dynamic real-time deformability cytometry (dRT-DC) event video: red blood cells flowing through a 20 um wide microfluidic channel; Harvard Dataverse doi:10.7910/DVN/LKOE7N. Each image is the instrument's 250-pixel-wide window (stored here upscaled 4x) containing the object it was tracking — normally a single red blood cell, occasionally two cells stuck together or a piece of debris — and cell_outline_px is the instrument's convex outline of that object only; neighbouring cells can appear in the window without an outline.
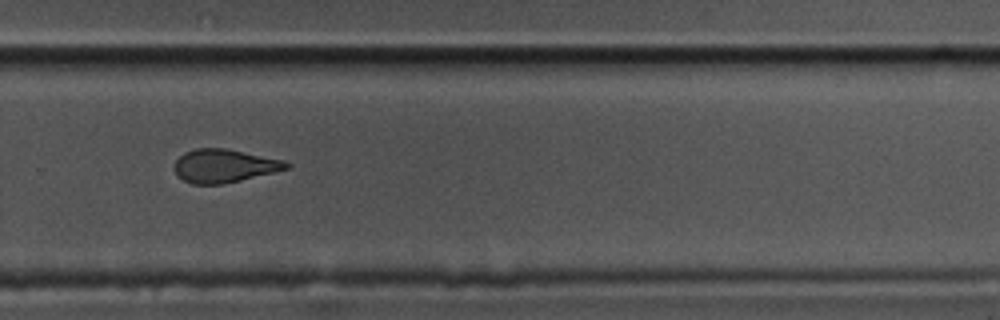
{"species": "common noctule bat (a hibernating species)", "species_latin": "Nyctalus noctula", "temperature_condition": "cold", "stored_images_in_passage": 11, "camera_frame_rate_fps": 3000, "um_per_image_px": 0.085, "animal": {"sex": "male", "body_mass_g": 17.5, "forearm_length_mm": 52.3}, "frame": {"image": 1, "passage_image": 8, "time_ms": 2.333, "image_size_px": [1000, 320], "cell_outline_px": [[292, 164], [288, 168], [224, 184], [192, 184], [176, 176], [176, 160], [184, 152], [196, 148], [224, 148], [284, 160]], "centroid_in_image_um": [19.04, 14.09], "position_along_channel_um": 310.8, "area_um2": 21.44}}